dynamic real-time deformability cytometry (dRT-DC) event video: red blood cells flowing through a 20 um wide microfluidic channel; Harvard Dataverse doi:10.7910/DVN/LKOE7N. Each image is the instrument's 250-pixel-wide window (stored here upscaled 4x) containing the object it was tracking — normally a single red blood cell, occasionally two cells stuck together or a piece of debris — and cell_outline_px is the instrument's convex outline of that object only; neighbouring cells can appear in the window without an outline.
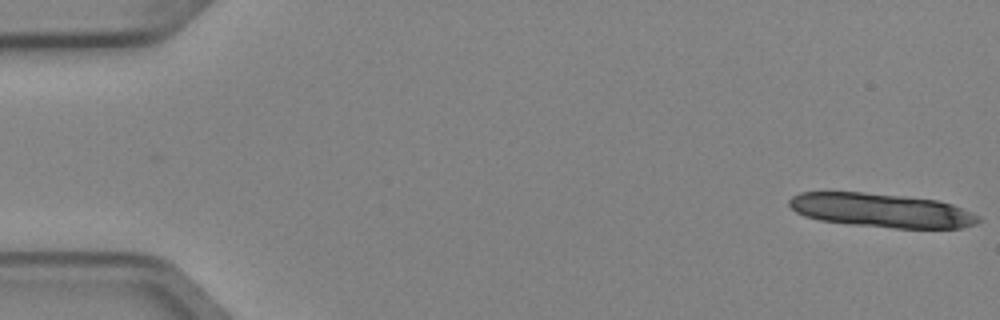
{"species": "Egyptian fruit bat (a non-hibernating species)", "species_latin": "Rousettus aegyptiacus", "temperature_condition": "cold", "stored_images_in_passage": 6, "camera_frame_rate_fps": 3000, "um_per_image_px": 0.085, "animal": {"sex": "female"}, "frame": {"image": 1, "passage_image": 1, "time_ms": 0.0, "image_size_px": [1000, 320], "cell_outline_px": [[980, 220], [976, 224], [960, 228], [896, 228], [852, 224], [820, 220], [804, 216], [796, 212], [788, 204], [788, 200], [792, 196], [800, 192], [864, 192], [904, 196], [936, 200], [952, 204], [980, 216]], "centroid_in_image_um": [74.91, 17.87], "position_along_channel_um": 10.1, "area_um2": 37.34}}
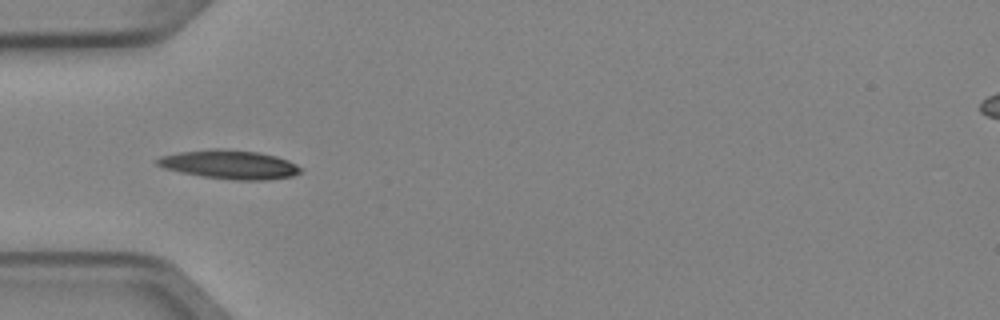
{"frame": {"image": 2, "passage_image": 5, "time_ms": 1.333, "image_size_px": [1000, 320], "cell_outline_px": [[300, 172], [292, 176], [268, 180], [232, 180], [200, 176], [180, 172], [164, 168], [156, 164], [156, 160], [160, 156], [180, 152], [216, 148], [256, 152], [276, 156], [288, 160], [296, 164], [300, 168]], "centroid_in_image_um": [19.49, 13.99], "position_along_channel_um": 65.5, "area_um2": 23.99}}
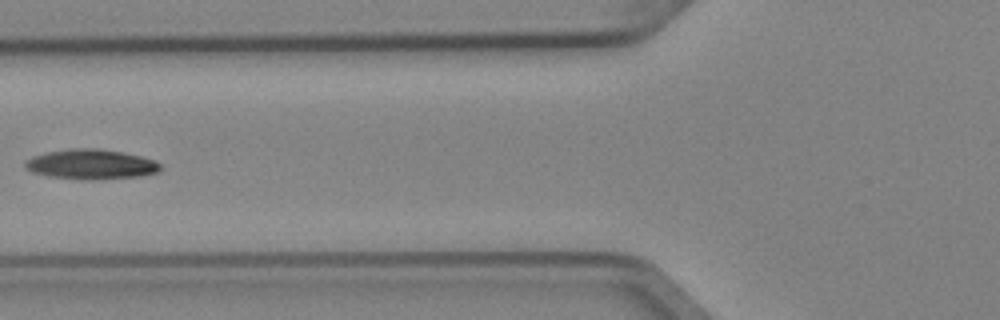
{"frame": {"image": 3, "passage_image": 6, "time_ms": 1.667, "image_size_px": [1000, 320], "cell_outline_px": [[160, 172], [140, 176], [96, 180], [48, 176], [32, 172], [24, 168], [24, 160], [32, 156], [48, 152], [72, 148], [100, 148], [140, 156], [152, 160], [160, 164]], "centroid_in_image_um": [7.7, 13.96], "position_along_channel_um": 118.1, "area_um2": 23.52}}